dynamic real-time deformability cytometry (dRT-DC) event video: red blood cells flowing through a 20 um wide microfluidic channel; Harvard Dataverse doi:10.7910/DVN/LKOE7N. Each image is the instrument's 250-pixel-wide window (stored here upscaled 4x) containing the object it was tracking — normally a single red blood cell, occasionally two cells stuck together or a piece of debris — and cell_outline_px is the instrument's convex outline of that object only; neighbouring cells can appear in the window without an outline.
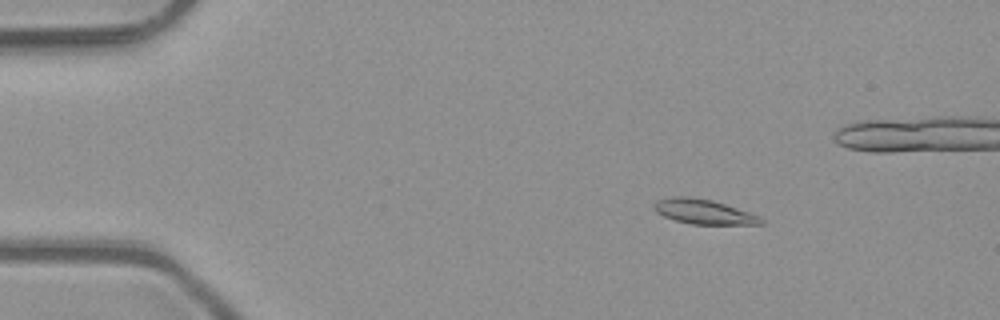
{"species": "common noctule bat (a hibernating species)", "species_latin": "Nyctalus noctula", "temperature_condition": "room temperature", "stored_images_in_passage": 45, "camera_frame_rate_fps": 3000, "um_per_image_px": 0.085, "animal": {"sex": "male", "body_mass_g": 23.1, "forearm_length_mm": 52.7}, "frame": {"image": 1, "passage_image": 1, "time_ms": 0.0, "image_size_px": [1000, 320], "cell_outline_px": [[764, 224], [692, 224], [676, 220], [664, 216], [656, 212], [652, 208], [652, 204], [656, 200], [672, 196], [688, 196], [712, 200], [760, 216], [764, 220]], "centroid_in_image_um": [59.76, 17.98], "position_along_channel_um": 25.2, "area_um2": 15.37}}
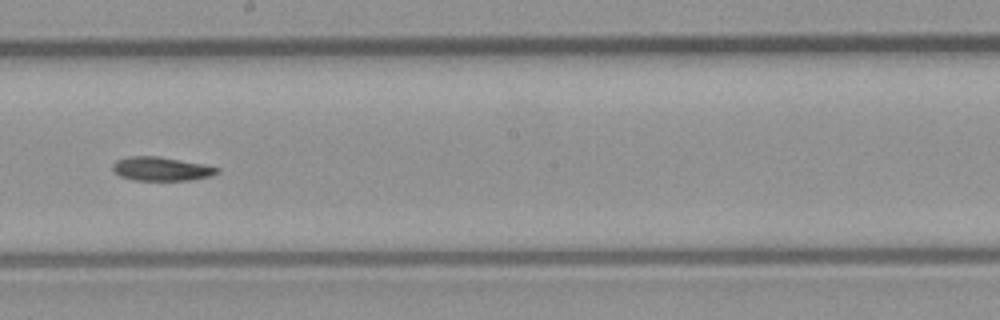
{"frame": {"image": 2, "passage_image": 22, "time_ms": 7.0, "image_size_px": [1000, 320], "cell_outline_px": [[220, 172], [208, 176], [188, 180], [132, 180], [120, 176], [112, 168], [112, 164], [116, 160], [128, 156], [156, 156], [200, 164], [220, 168]], "centroid_in_image_um": [13.65, 14.35], "position_along_channel_um": 234.5, "area_um2": 14.22}}
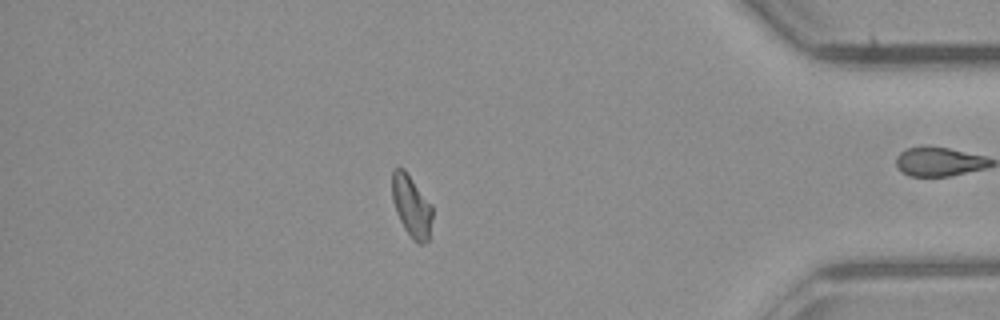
{"frame": {"image": 3, "passage_image": 37, "time_ms": 12.0, "image_size_px": [1000, 320], "cell_outline_px": [[432, 220], [428, 240], [424, 244], [416, 244], [412, 240], [404, 228], [396, 212], [392, 200], [392, 172], [396, 168], [404, 168], [432, 204]], "centroid_in_image_um": [34.98, 17.54], "position_along_channel_um": 400.2, "area_um2": 14.68}, "authors_computed_cell_mechanics": {"area_um2": 14.6812, "velocity_mm_per_s": 4.0854, "shape_relaxation_time_tau1_ms": 9.9655, "shape_relaxation_time_tau2_ms": 4.8786, "deformation_change_tau1": 0.2023, "deformation_change_tau2": 0.1087}}